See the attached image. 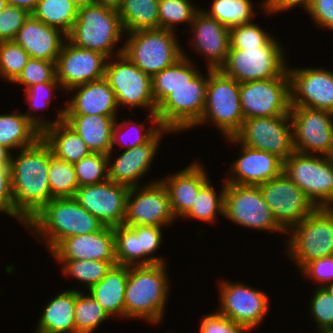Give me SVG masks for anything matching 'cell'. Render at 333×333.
<instances>
[{"mask_svg": "<svg viewBox=\"0 0 333 333\" xmlns=\"http://www.w3.org/2000/svg\"><path fill=\"white\" fill-rule=\"evenodd\" d=\"M128 266L113 265L98 283L88 289L89 294L109 316L125 319V289Z\"/></svg>", "mask_w": 333, "mask_h": 333, "instance_id": "4dcf8cb0", "label": "cell"}, {"mask_svg": "<svg viewBox=\"0 0 333 333\" xmlns=\"http://www.w3.org/2000/svg\"><path fill=\"white\" fill-rule=\"evenodd\" d=\"M290 119L296 152L331 156L333 113L305 106H291Z\"/></svg>", "mask_w": 333, "mask_h": 333, "instance_id": "ac0fdd59", "label": "cell"}, {"mask_svg": "<svg viewBox=\"0 0 333 333\" xmlns=\"http://www.w3.org/2000/svg\"><path fill=\"white\" fill-rule=\"evenodd\" d=\"M176 32L166 29L141 30L125 34L123 53L142 72L153 77L183 57Z\"/></svg>", "mask_w": 333, "mask_h": 333, "instance_id": "8992f818", "label": "cell"}, {"mask_svg": "<svg viewBox=\"0 0 333 333\" xmlns=\"http://www.w3.org/2000/svg\"><path fill=\"white\" fill-rule=\"evenodd\" d=\"M249 328L233 322L231 319L214 313L202 316L200 320L199 333H247Z\"/></svg>", "mask_w": 333, "mask_h": 333, "instance_id": "db71d44e", "label": "cell"}, {"mask_svg": "<svg viewBox=\"0 0 333 333\" xmlns=\"http://www.w3.org/2000/svg\"><path fill=\"white\" fill-rule=\"evenodd\" d=\"M49 187L52 199L73 198L79 187L74 164L52 156L49 161Z\"/></svg>", "mask_w": 333, "mask_h": 333, "instance_id": "7bdbcfd3", "label": "cell"}, {"mask_svg": "<svg viewBox=\"0 0 333 333\" xmlns=\"http://www.w3.org/2000/svg\"><path fill=\"white\" fill-rule=\"evenodd\" d=\"M199 71L188 83L175 88L157 107L162 128L173 133L191 130L200 121L206 100L208 68ZM203 73V74H202Z\"/></svg>", "mask_w": 333, "mask_h": 333, "instance_id": "9c48e42d", "label": "cell"}, {"mask_svg": "<svg viewBox=\"0 0 333 333\" xmlns=\"http://www.w3.org/2000/svg\"><path fill=\"white\" fill-rule=\"evenodd\" d=\"M159 0H122L117 11L125 33L159 29Z\"/></svg>", "mask_w": 333, "mask_h": 333, "instance_id": "836d02e7", "label": "cell"}, {"mask_svg": "<svg viewBox=\"0 0 333 333\" xmlns=\"http://www.w3.org/2000/svg\"><path fill=\"white\" fill-rule=\"evenodd\" d=\"M329 208L333 211V203L329 206Z\"/></svg>", "mask_w": 333, "mask_h": 333, "instance_id": "a7ac6f4b", "label": "cell"}, {"mask_svg": "<svg viewBox=\"0 0 333 333\" xmlns=\"http://www.w3.org/2000/svg\"><path fill=\"white\" fill-rule=\"evenodd\" d=\"M55 260H99L116 261L113 227L70 236L63 239L51 252Z\"/></svg>", "mask_w": 333, "mask_h": 333, "instance_id": "d4e9b609", "label": "cell"}, {"mask_svg": "<svg viewBox=\"0 0 333 333\" xmlns=\"http://www.w3.org/2000/svg\"><path fill=\"white\" fill-rule=\"evenodd\" d=\"M167 263L128 266L125 289V320L143 319L160 324L170 293Z\"/></svg>", "mask_w": 333, "mask_h": 333, "instance_id": "7a4b0ae2", "label": "cell"}, {"mask_svg": "<svg viewBox=\"0 0 333 333\" xmlns=\"http://www.w3.org/2000/svg\"><path fill=\"white\" fill-rule=\"evenodd\" d=\"M61 264L62 274L79 280L78 283L85 285L86 291L98 283L107 274L117 261L99 260H55Z\"/></svg>", "mask_w": 333, "mask_h": 333, "instance_id": "60d3db41", "label": "cell"}, {"mask_svg": "<svg viewBox=\"0 0 333 333\" xmlns=\"http://www.w3.org/2000/svg\"><path fill=\"white\" fill-rule=\"evenodd\" d=\"M217 312L250 330L261 326L270 307L269 295L240 281L220 280Z\"/></svg>", "mask_w": 333, "mask_h": 333, "instance_id": "9a60e30c", "label": "cell"}, {"mask_svg": "<svg viewBox=\"0 0 333 333\" xmlns=\"http://www.w3.org/2000/svg\"><path fill=\"white\" fill-rule=\"evenodd\" d=\"M44 82H59L56 79V62L43 59L29 58L19 76L12 84L24 86V90L32 85Z\"/></svg>", "mask_w": 333, "mask_h": 333, "instance_id": "681fc988", "label": "cell"}, {"mask_svg": "<svg viewBox=\"0 0 333 333\" xmlns=\"http://www.w3.org/2000/svg\"><path fill=\"white\" fill-rule=\"evenodd\" d=\"M94 3L118 9L122 0H94Z\"/></svg>", "mask_w": 333, "mask_h": 333, "instance_id": "6125c7cd", "label": "cell"}, {"mask_svg": "<svg viewBox=\"0 0 333 333\" xmlns=\"http://www.w3.org/2000/svg\"><path fill=\"white\" fill-rule=\"evenodd\" d=\"M300 273L304 278H310V280L318 283V287H325L333 282V256L311 261Z\"/></svg>", "mask_w": 333, "mask_h": 333, "instance_id": "11a10c76", "label": "cell"}, {"mask_svg": "<svg viewBox=\"0 0 333 333\" xmlns=\"http://www.w3.org/2000/svg\"><path fill=\"white\" fill-rule=\"evenodd\" d=\"M280 43L278 38L272 37L261 47L229 49L227 60L220 70L239 83L282 76L288 65Z\"/></svg>", "mask_w": 333, "mask_h": 333, "instance_id": "ba28073f", "label": "cell"}, {"mask_svg": "<svg viewBox=\"0 0 333 333\" xmlns=\"http://www.w3.org/2000/svg\"><path fill=\"white\" fill-rule=\"evenodd\" d=\"M114 91L118 107H142L156 114L157 105L152 92V77L136 67L122 53L107 59L104 77Z\"/></svg>", "mask_w": 333, "mask_h": 333, "instance_id": "8fae6325", "label": "cell"}, {"mask_svg": "<svg viewBox=\"0 0 333 333\" xmlns=\"http://www.w3.org/2000/svg\"><path fill=\"white\" fill-rule=\"evenodd\" d=\"M30 56L15 41L0 42V76L10 82L19 76Z\"/></svg>", "mask_w": 333, "mask_h": 333, "instance_id": "bcb514c9", "label": "cell"}, {"mask_svg": "<svg viewBox=\"0 0 333 333\" xmlns=\"http://www.w3.org/2000/svg\"><path fill=\"white\" fill-rule=\"evenodd\" d=\"M103 227L74 198L51 199L25 226L35 239L44 242L49 253L67 237L93 233Z\"/></svg>", "mask_w": 333, "mask_h": 333, "instance_id": "3957f363", "label": "cell"}, {"mask_svg": "<svg viewBox=\"0 0 333 333\" xmlns=\"http://www.w3.org/2000/svg\"><path fill=\"white\" fill-rule=\"evenodd\" d=\"M31 14L13 5H8L0 12V42L14 41L25 21Z\"/></svg>", "mask_w": 333, "mask_h": 333, "instance_id": "f5cc1de1", "label": "cell"}, {"mask_svg": "<svg viewBox=\"0 0 333 333\" xmlns=\"http://www.w3.org/2000/svg\"><path fill=\"white\" fill-rule=\"evenodd\" d=\"M311 0H262L261 2V9L266 15H274L280 12H286L295 8L296 6L302 7L305 10Z\"/></svg>", "mask_w": 333, "mask_h": 333, "instance_id": "680465c9", "label": "cell"}, {"mask_svg": "<svg viewBox=\"0 0 333 333\" xmlns=\"http://www.w3.org/2000/svg\"><path fill=\"white\" fill-rule=\"evenodd\" d=\"M66 39V34L60 29L44 24L30 15L14 41L27 51L30 58L56 62Z\"/></svg>", "mask_w": 333, "mask_h": 333, "instance_id": "4316f807", "label": "cell"}, {"mask_svg": "<svg viewBox=\"0 0 333 333\" xmlns=\"http://www.w3.org/2000/svg\"><path fill=\"white\" fill-rule=\"evenodd\" d=\"M291 106H305L333 113V71L328 68L287 67Z\"/></svg>", "mask_w": 333, "mask_h": 333, "instance_id": "44dd1931", "label": "cell"}, {"mask_svg": "<svg viewBox=\"0 0 333 333\" xmlns=\"http://www.w3.org/2000/svg\"><path fill=\"white\" fill-rule=\"evenodd\" d=\"M233 137L240 144L274 154L283 161L295 151L290 113L244 119Z\"/></svg>", "mask_w": 333, "mask_h": 333, "instance_id": "5bb4252c", "label": "cell"}, {"mask_svg": "<svg viewBox=\"0 0 333 333\" xmlns=\"http://www.w3.org/2000/svg\"><path fill=\"white\" fill-rule=\"evenodd\" d=\"M107 57L93 50L79 48L67 39L56 60V79L64 92L105 77Z\"/></svg>", "mask_w": 333, "mask_h": 333, "instance_id": "ffe728a7", "label": "cell"}, {"mask_svg": "<svg viewBox=\"0 0 333 333\" xmlns=\"http://www.w3.org/2000/svg\"><path fill=\"white\" fill-rule=\"evenodd\" d=\"M7 6L6 0H0V12Z\"/></svg>", "mask_w": 333, "mask_h": 333, "instance_id": "03108f58", "label": "cell"}, {"mask_svg": "<svg viewBox=\"0 0 333 333\" xmlns=\"http://www.w3.org/2000/svg\"><path fill=\"white\" fill-rule=\"evenodd\" d=\"M240 83L220 69H208L205 106L200 121L193 127L209 123L218 128L224 139L241 128L244 116L240 104Z\"/></svg>", "mask_w": 333, "mask_h": 333, "instance_id": "52a82bcc", "label": "cell"}, {"mask_svg": "<svg viewBox=\"0 0 333 333\" xmlns=\"http://www.w3.org/2000/svg\"><path fill=\"white\" fill-rule=\"evenodd\" d=\"M224 217L244 228L286 233L273 217L259 186L226 183Z\"/></svg>", "mask_w": 333, "mask_h": 333, "instance_id": "7c38bea8", "label": "cell"}, {"mask_svg": "<svg viewBox=\"0 0 333 333\" xmlns=\"http://www.w3.org/2000/svg\"><path fill=\"white\" fill-rule=\"evenodd\" d=\"M147 119L149 122H151V126H147L146 123L144 125V122L139 124L135 120L133 121L131 118L128 119V121L125 119H123V120L121 119L122 122H117L118 121V118H117L116 122L114 124L113 130H112L111 151L114 152L119 147H124L125 150H127V149H131V148H135L139 145H142V144H145L146 142H148L162 127L158 121V117L156 116V114L148 113ZM135 127H136V129H135ZM127 129L130 131H132V129H133V131L135 130L134 132L133 131L132 132L135 134L137 133L136 134L137 137L135 136V138L132 141H131V139L126 138L128 140L125 142V140L123 138H125L126 135H128V136L131 135ZM128 136H126V137H128Z\"/></svg>", "mask_w": 333, "mask_h": 333, "instance_id": "f35d334b", "label": "cell"}, {"mask_svg": "<svg viewBox=\"0 0 333 333\" xmlns=\"http://www.w3.org/2000/svg\"><path fill=\"white\" fill-rule=\"evenodd\" d=\"M203 164L198 161L186 166L181 171L178 170L174 174L159 179L166 187L171 209L179 219L190 210L195 199L199 194L200 188L209 180L208 172Z\"/></svg>", "mask_w": 333, "mask_h": 333, "instance_id": "484cf974", "label": "cell"}, {"mask_svg": "<svg viewBox=\"0 0 333 333\" xmlns=\"http://www.w3.org/2000/svg\"><path fill=\"white\" fill-rule=\"evenodd\" d=\"M325 288L328 290V292L332 295L333 297V282L327 284Z\"/></svg>", "mask_w": 333, "mask_h": 333, "instance_id": "e7e4bbea", "label": "cell"}, {"mask_svg": "<svg viewBox=\"0 0 333 333\" xmlns=\"http://www.w3.org/2000/svg\"><path fill=\"white\" fill-rule=\"evenodd\" d=\"M79 187L108 180V159L106 154L90 153L74 163Z\"/></svg>", "mask_w": 333, "mask_h": 333, "instance_id": "7dc6e473", "label": "cell"}, {"mask_svg": "<svg viewBox=\"0 0 333 333\" xmlns=\"http://www.w3.org/2000/svg\"><path fill=\"white\" fill-rule=\"evenodd\" d=\"M78 7L72 0H39L31 15L66 35L77 19Z\"/></svg>", "mask_w": 333, "mask_h": 333, "instance_id": "8d00e7d4", "label": "cell"}, {"mask_svg": "<svg viewBox=\"0 0 333 333\" xmlns=\"http://www.w3.org/2000/svg\"><path fill=\"white\" fill-rule=\"evenodd\" d=\"M259 188L273 217L285 232L318 208L284 173Z\"/></svg>", "mask_w": 333, "mask_h": 333, "instance_id": "e0dca14e", "label": "cell"}, {"mask_svg": "<svg viewBox=\"0 0 333 333\" xmlns=\"http://www.w3.org/2000/svg\"><path fill=\"white\" fill-rule=\"evenodd\" d=\"M130 187L111 180L78 187L74 199L104 226L124 225Z\"/></svg>", "mask_w": 333, "mask_h": 333, "instance_id": "d6986e66", "label": "cell"}, {"mask_svg": "<svg viewBox=\"0 0 333 333\" xmlns=\"http://www.w3.org/2000/svg\"><path fill=\"white\" fill-rule=\"evenodd\" d=\"M159 28L176 32L175 25L193 22L195 14L200 10L192 0H159ZM179 23V24H178Z\"/></svg>", "mask_w": 333, "mask_h": 333, "instance_id": "ee69618b", "label": "cell"}, {"mask_svg": "<svg viewBox=\"0 0 333 333\" xmlns=\"http://www.w3.org/2000/svg\"><path fill=\"white\" fill-rule=\"evenodd\" d=\"M41 138L50 147L53 156L72 164L91 153L81 137L64 121L44 129Z\"/></svg>", "mask_w": 333, "mask_h": 333, "instance_id": "1f68e13d", "label": "cell"}, {"mask_svg": "<svg viewBox=\"0 0 333 333\" xmlns=\"http://www.w3.org/2000/svg\"><path fill=\"white\" fill-rule=\"evenodd\" d=\"M239 94L244 119L276 117L290 113L291 93L288 71L275 78L240 83Z\"/></svg>", "mask_w": 333, "mask_h": 333, "instance_id": "4fadbf2b", "label": "cell"}, {"mask_svg": "<svg viewBox=\"0 0 333 333\" xmlns=\"http://www.w3.org/2000/svg\"><path fill=\"white\" fill-rule=\"evenodd\" d=\"M59 82H44L32 85L24 90L25 100L29 103L28 112L23 113L41 132L49 126L62 122L65 115V107L57 109V118L50 121L49 118L45 119L35 114L40 110L44 111L48 109L52 101V96L60 88ZM56 90V91H55ZM55 92V93H54Z\"/></svg>", "mask_w": 333, "mask_h": 333, "instance_id": "d590c367", "label": "cell"}, {"mask_svg": "<svg viewBox=\"0 0 333 333\" xmlns=\"http://www.w3.org/2000/svg\"><path fill=\"white\" fill-rule=\"evenodd\" d=\"M183 49V57L152 77V92L158 106L175 88L188 83L200 70ZM192 62V63H191Z\"/></svg>", "mask_w": 333, "mask_h": 333, "instance_id": "e575fe53", "label": "cell"}, {"mask_svg": "<svg viewBox=\"0 0 333 333\" xmlns=\"http://www.w3.org/2000/svg\"><path fill=\"white\" fill-rule=\"evenodd\" d=\"M68 92L75 95L64 106L65 114H118L119 107L114 91L105 78L75 86L66 93Z\"/></svg>", "mask_w": 333, "mask_h": 333, "instance_id": "83f0119b", "label": "cell"}, {"mask_svg": "<svg viewBox=\"0 0 333 333\" xmlns=\"http://www.w3.org/2000/svg\"><path fill=\"white\" fill-rule=\"evenodd\" d=\"M189 29L193 37L191 49L205 57L206 68L220 69L225 64L230 49L229 29L209 17L202 8L195 14Z\"/></svg>", "mask_w": 333, "mask_h": 333, "instance_id": "cb8c5ba5", "label": "cell"}, {"mask_svg": "<svg viewBox=\"0 0 333 333\" xmlns=\"http://www.w3.org/2000/svg\"><path fill=\"white\" fill-rule=\"evenodd\" d=\"M130 228L140 237V266L167 262L163 257L154 254L163 244V227L144 225Z\"/></svg>", "mask_w": 333, "mask_h": 333, "instance_id": "c3c4849f", "label": "cell"}, {"mask_svg": "<svg viewBox=\"0 0 333 333\" xmlns=\"http://www.w3.org/2000/svg\"><path fill=\"white\" fill-rule=\"evenodd\" d=\"M72 2L78 7H85L94 3V0H72Z\"/></svg>", "mask_w": 333, "mask_h": 333, "instance_id": "be15d7a7", "label": "cell"}, {"mask_svg": "<svg viewBox=\"0 0 333 333\" xmlns=\"http://www.w3.org/2000/svg\"><path fill=\"white\" fill-rule=\"evenodd\" d=\"M0 213L7 214L14 219L10 166H0Z\"/></svg>", "mask_w": 333, "mask_h": 333, "instance_id": "6f0895ef", "label": "cell"}, {"mask_svg": "<svg viewBox=\"0 0 333 333\" xmlns=\"http://www.w3.org/2000/svg\"><path fill=\"white\" fill-rule=\"evenodd\" d=\"M165 133L171 134L173 132L167 128H161L145 144L124 150L121 155L114 159H112L114 153L111 151L107 155L108 179L129 187L142 185L139 181L150 171L151 164L158 153V147H160L162 137Z\"/></svg>", "mask_w": 333, "mask_h": 333, "instance_id": "603a6c76", "label": "cell"}, {"mask_svg": "<svg viewBox=\"0 0 333 333\" xmlns=\"http://www.w3.org/2000/svg\"><path fill=\"white\" fill-rule=\"evenodd\" d=\"M19 151L18 155H11V188L14 218L25 228L33 216L52 199L49 161L53 154L42 138Z\"/></svg>", "mask_w": 333, "mask_h": 333, "instance_id": "6da1fadb", "label": "cell"}, {"mask_svg": "<svg viewBox=\"0 0 333 333\" xmlns=\"http://www.w3.org/2000/svg\"><path fill=\"white\" fill-rule=\"evenodd\" d=\"M166 187L159 179L130 187L124 225L168 227L176 221Z\"/></svg>", "mask_w": 333, "mask_h": 333, "instance_id": "2e32d148", "label": "cell"}, {"mask_svg": "<svg viewBox=\"0 0 333 333\" xmlns=\"http://www.w3.org/2000/svg\"><path fill=\"white\" fill-rule=\"evenodd\" d=\"M212 2L210 10L208 8L202 11L228 29L252 22L257 15L251 0H213Z\"/></svg>", "mask_w": 333, "mask_h": 333, "instance_id": "ab89813d", "label": "cell"}, {"mask_svg": "<svg viewBox=\"0 0 333 333\" xmlns=\"http://www.w3.org/2000/svg\"><path fill=\"white\" fill-rule=\"evenodd\" d=\"M309 316L316 322L318 333L333 328V297L325 287H317L312 293Z\"/></svg>", "mask_w": 333, "mask_h": 333, "instance_id": "816d5d0a", "label": "cell"}, {"mask_svg": "<svg viewBox=\"0 0 333 333\" xmlns=\"http://www.w3.org/2000/svg\"><path fill=\"white\" fill-rule=\"evenodd\" d=\"M77 289L57 293L45 305L34 333H76L75 303Z\"/></svg>", "mask_w": 333, "mask_h": 333, "instance_id": "f546056e", "label": "cell"}, {"mask_svg": "<svg viewBox=\"0 0 333 333\" xmlns=\"http://www.w3.org/2000/svg\"><path fill=\"white\" fill-rule=\"evenodd\" d=\"M286 235L284 251L299 272L313 260L333 256V211L317 208Z\"/></svg>", "mask_w": 333, "mask_h": 333, "instance_id": "5b68a950", "label": "cell"}, {"mask_svg": "<svg viewBox=\"0 0 333 333\" xmlns=\"http://www.w3.org/2000/svg\"><path fill=\"white\" fill-rule=\"evenodd\" d=\"M225 179L222 188L216 192L210 179L200 188L190 210L182 217L183 219H195L206 223H214L218 215L224 216Z\"/></svg>", "mask_w": 333, "mask_h": 333, "instance_id": "74e56055", "label": "cell"}, {"mask_svg": "<svg viewBox=\"0 0 333 333\" xmlns=\"http://www.w3.org/2000/svg\"><path fill=\"white\" fill-rule=\"evenodd\" d=\"M318 29L333 30V0H311L304 10Z\"/></svg>", "mask_w": 333, "mask_h": 333, "instance_id": "9f6ffc18", "label": "cell"}, {"mask_svg": "<svg viewBox=\"0 0 333 333\" xmlns=\"http://www.w3.org/2000/svg\"><path fill=\"white\" fill-rule=\"evenodd\" d=\"M230 31V49L264 46L273 36L257 23L249 22L235 26Z\"/></svg>", "mask_w": 333, "mask_h": 333, "instance_id": "f907efd6", "label": "cell"}, {"mask_svg": "<svg viewBox=\"0 0 333 333\" xmlns=\"http://www.w3.org/2000/svg\"><path fill=\"white\" fill-rule=\"evenodd\" d=\"M283 173L318 208L329 207L333 203V159L330 156L294 151L284 161Z\"/></svg>", "mask_w": 333, "mask_h": 333, "instance_id": "30bf717a", "label": "cell"}, {"mask_svg": "<svg viewBox=\"0 0 333 333\" xmlns=\"http://www.w3.org/2000/svg\"><path fill=\"white\" fill-rule=\"evenodd\" d=\"M41 131L21 112L0 114V145L11 152L34 145Z\"/></svg>", "mask_w": 333, "mask_h": 333, "instance_id": "d6a6232c", "label": "cell"}, {"mask_svg": "<svg viewBox=\"0 0 333 333\" xmlns=\"http://www.w3.org/2000/svg\"><path fill=\"white\" fill-rule=\"evenodd\" d=\"M125 35L117 9L93 3L78 8L77 19L67 40L79 48L97 51L107 58L123 53L124 46L117 48Z\"/></svg>", "mask_w": 333, "mask_h": 333, "instance_id": "277c9868", "label": "cell"}, {"mask_svg": "<svg viewBox=\"0 0 333 333\" xmlns=\"http://www.w3.org/2000/svg\"><path fill=\"white\" fill-rule=\"evenodd\" d=\"M11 151L3 145H0V166H10Z\"/></svg>", "mask_w": 333, "mask_h": 333, "instance_id": "94428289", "label": "cell"}, {"mask_svg": "<svg viewBox=\"0 0 333 333\" xmlns=\"http://www.w3.org/2000/svg\"><path fill=\"white\" fill-rule=\"evenodd\" d=\"M8 5H13L27 10L30 14L35 10L39 0H6Z\"/></svg>", "mask_w": 333, "mask_h": 333, "instance_id": "91938a15", "label": "cell"}, {"mask_svg": "<svg viewBox=\"0 0 333 333\" xmlns=\"http://www.w3.org/2000/svg\"><path fill=\"white\" fill-rule=\"evenodd\" d=\"M323 333H333V328L327 329Z\"/></svg>", "mask_w": 333, "mask_h": 333, "instance_id": "003e7915", "label": "cell"}, {"mask_svg": "<svg viewBox=\"0 0 333 333\" xmlns=\"http://www.w3.org/2000/svg\"><path fill=\"white\" fill-rule=\"evenodd\" d=\"M225 139L231 145H241L239 157L226 172V183L259 186L283 173L284 161L278 156L240 144L234 137Z\"/></svg>", "mask_w": 333, "mask_h": 333, "instance_id": "7402d4cb", "label": "cell"}, {"mask_svg": "<svg viewBox=\"0 0 333 333\" xmlns=\"http://www.w3.org/2000/svg\"><path fill=\"white\" fill-rule=\"evenodd\" d=\"M118 265L140 266V237L128 226L113 227Z\"/></svg>", "mask_w": 333, "mask_h": 333, "instance_id": "f6af8a7d", "label": "cell"}, {"mask_svg": "<svg viewBox=\"0 0 333 333\" xmlns=\"http://www.w3.org/2000/svg\"><path fill=\"white\" fill-rule=\"evenodd\" d=\"M117 115L65 114L63 121L86 143L92 153L111 152L112 130Z\"/></svg>", "mask_w": 333, "mask_h": 333, "instance_id": "f1b7e54d", "label": "cell"}, {"mask_svg": "<svg viewBox=\"0 0 333 333\" xmlns=\"http://www.w3.org/2000/svg\"><path fill=\"white\" fill-rule=\"evenodd\" d=\"M74 313L76 333H94L110 317L89 293L78 288Z\"/></svg>", "mask_w": 333, "mask_h": 333, "instance_id": "b9f144b4", "label": "cell"}]
</instances>
